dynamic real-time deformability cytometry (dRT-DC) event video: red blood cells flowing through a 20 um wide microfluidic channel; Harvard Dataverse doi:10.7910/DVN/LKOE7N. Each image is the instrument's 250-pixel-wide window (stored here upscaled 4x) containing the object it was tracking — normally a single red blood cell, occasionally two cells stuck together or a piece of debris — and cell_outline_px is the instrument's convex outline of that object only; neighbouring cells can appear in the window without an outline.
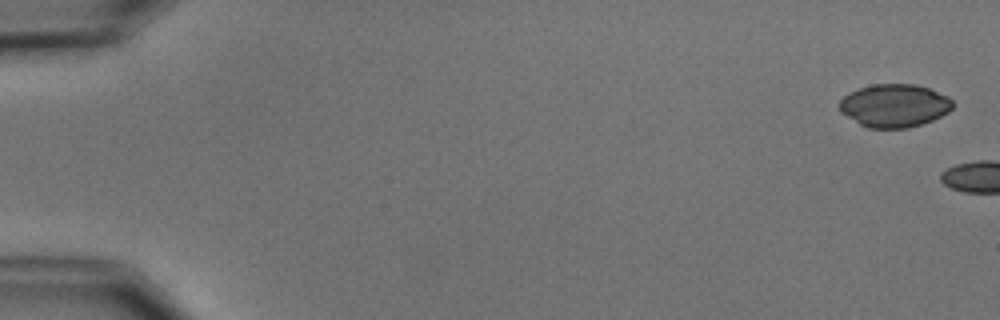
{"species": "common noctule bat (a hibernating species)", "species_latin": "Nyctalus noctula", "temperature_condition": "cold", "stored_images_in_passage": 2, "camera_frame_rate_fps": 3000, "um_per_image_px": 0.085, "animal": {"sex": "male", "body_mass_g": 15.6}, "frame": {"image": 1, "passage_image": 1, "time_ms": 0.0, "image_size_px": [1000, 320], "cell_outline_px": [[952, 108], [948, 112], [932, 120], [908, 128], [868, 128], [860, 124], [840, 112], [840, 100], [844, 96], [860, 88], [872, 84], [916, 84], [928, 88], [948, 96], [952, 100]], "centroid_in_image_um": [76.03, 8.97], "position_along_channel_um": 9.0, "area_um2": 28.21}}